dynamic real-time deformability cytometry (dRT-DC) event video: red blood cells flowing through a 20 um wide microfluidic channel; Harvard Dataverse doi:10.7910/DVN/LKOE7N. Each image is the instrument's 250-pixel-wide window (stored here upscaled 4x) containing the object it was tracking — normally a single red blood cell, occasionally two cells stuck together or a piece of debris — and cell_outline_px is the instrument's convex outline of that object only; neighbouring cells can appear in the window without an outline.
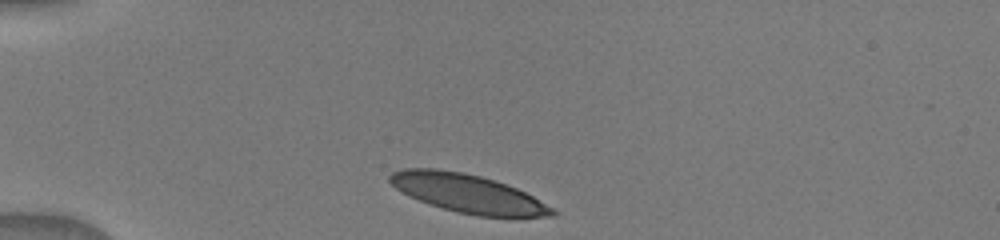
{"species": "human", "species_latin": "Homo sapiens", "temperature_condition": "warm", "stored_images_in_passage": 20, "camera_frame_rate_fps": 3000, "um_per_image_px": 0.085, "donor": {"sex": "male"}, "frame": {"image": 1, "passage_image": 1, "time_ms": 0.0, "image_size_px": [1000, 240], "cell_outline_px": [[556, 216], [476, 216], [456, 212], [408, 196], [396, 188], [388, 180], [388, 176], [392, 172], [404, 168], [436, 168], [464, 172], [496, 180], [516, 188], [532, 196], [552, 208], [556, 212]], "centroid_in_image_um": [39.72, 16.42], "position_along_channel_um": 45.3, "area_um2": 36.07}}
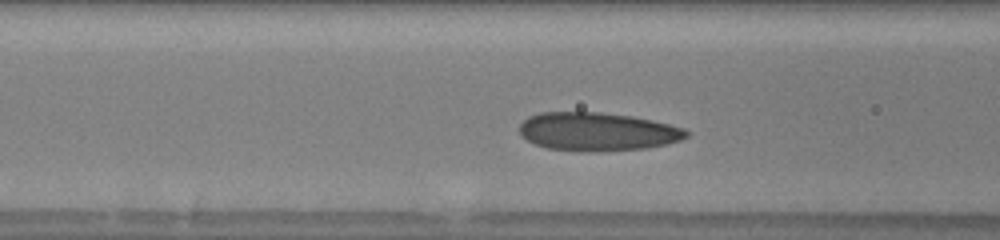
{"frame": {"image": 2, "passage_image": 8, "time_ms": 2.667, "image_size_px": [1000, 240], "cell_outline_px": [[688, 136], [680, 140], [648, 148], [548, 148], [536, 144], [520, 136], [520, 124], [528, 116], [540, 112], [600, 112], [632, 116], [652, 120], [684, 128], [688, 132]], "centroid_in_image_um": [50.77, 11.12], "position_along_channel_um": 115.8, "area_um2": 35.84}}
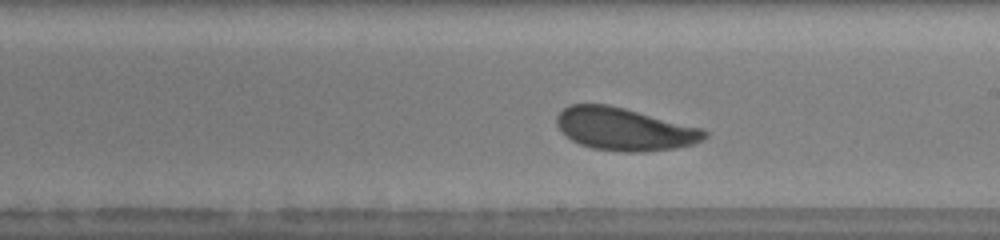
{"frame": {"image": 3, "passage_image": 15, "time_ms": 5.667, "image_size_px": [1000, 240], "cell_outline_px": [[708, 136], [704, 140], [692, 144], [676, 148], [644, 152], [624, 152], [592, 148], [580, 144], [572, 140], [556, 124], [556, 116], [568, 104], [608, 104], [704, 128], [708, 132]], "centroid_in_image_um": [53.12, 10.97], "position_along_channel_um": 235.9, "area_um2": 36.82}}